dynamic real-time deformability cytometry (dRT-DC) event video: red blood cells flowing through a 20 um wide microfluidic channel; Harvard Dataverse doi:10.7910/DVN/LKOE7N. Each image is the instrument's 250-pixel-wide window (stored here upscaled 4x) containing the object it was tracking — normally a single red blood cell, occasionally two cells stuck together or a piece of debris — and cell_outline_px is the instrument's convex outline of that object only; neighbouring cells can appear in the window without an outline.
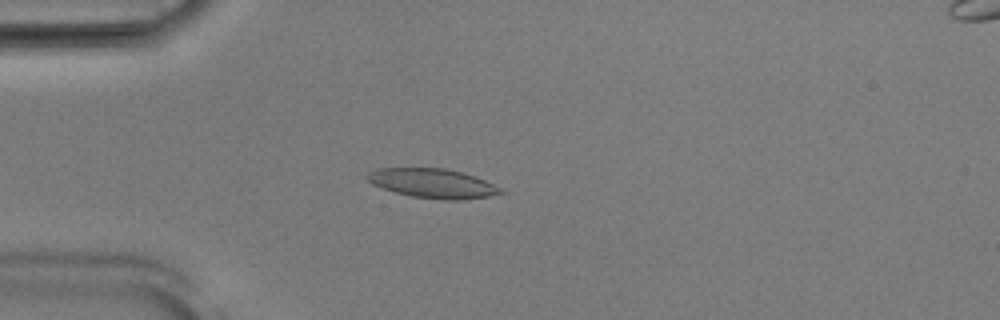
{"species": "Egyptian fruit bat (a non-hibernating species)", "species_latin": "Rousettus aegyptiacus", "temperature_condition": "room temperature", "stored_images_in_passage": 52, "camera_frame_rate_fps": 3000, "um_per_image_px": 0.085, "animal": {"sex": "male"}, "frame": {"image": 1, "passage_image": 14, "time_ms": 4.333, "image_size_px": [1000, 320], "cell_outline_px": [[508, 192], [488, 196], [460, 200], [440, 200], [412, 196], [396, 192], [372, 184], [364, 176], [368, 172], [376, 168], [444, 168], [476, 176]], "centroid_in_image_um": [36.77, 15.58], "position_along_channel_um": 48.2, "area_um2": 22.77}}
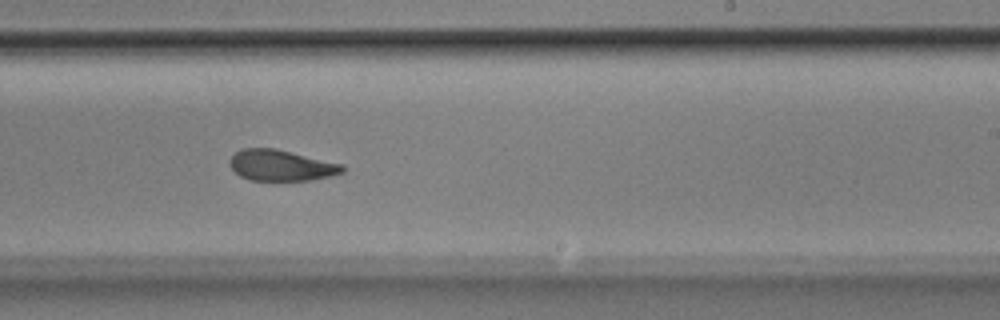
{"frame": {"image": 2, "passage_image": 32, "time_ms": 10.333, "image_size_px": [1000, 320], "cell_outline_px": [[344, 172], [332, 176], [312, 180], [252, 180], [240, 176], [228, 164], [228, 160], [236, 152], [244, 148], [276, 148], [344, 164]], "centroid_in_image_um": [23.92, 14.05], "position_along_channel_um": 265.1, "area_um2": 20.46}}
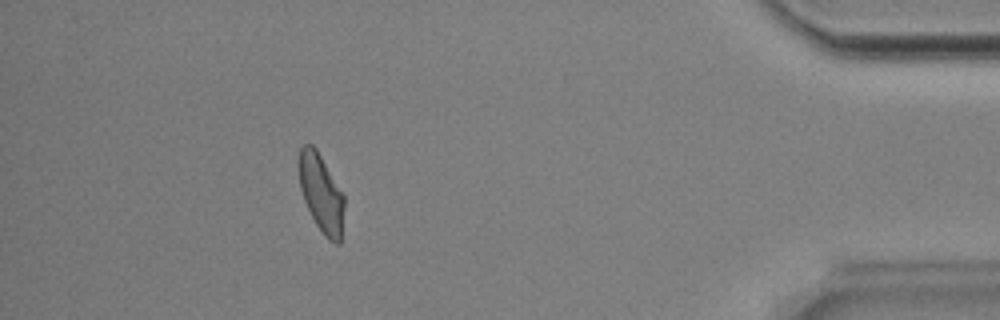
{"frame": {"image": 3, "passage_image": 47, "time_ms": 15.333, "image_size_px": [1000, 320], "cell_outline_px": [[344, 208], [340, 244], [336, 244], [328, 240], [324, 236], [316, 224], [304, 200], [300, 188], [296, 164], [300, 148], [304, 144], [312, 144], [316, 148], [344, 192]], "centroid_in_image_um": [27.29, 16.38], "position_along_channel_um": 407.9, "area_um2": 21.15}, "authors_computed_cell_mechanics": {"area_um2": 21.5594, "velocity_mm_per_s": 3.8764, "shape_relaxation_time_tau1_ms": 6.128, "shape_relaxation_time_tau2_ms": 2.812, "deformation_change_tau1": 0.1654, "deformation_change_tau2": 0.0804}}